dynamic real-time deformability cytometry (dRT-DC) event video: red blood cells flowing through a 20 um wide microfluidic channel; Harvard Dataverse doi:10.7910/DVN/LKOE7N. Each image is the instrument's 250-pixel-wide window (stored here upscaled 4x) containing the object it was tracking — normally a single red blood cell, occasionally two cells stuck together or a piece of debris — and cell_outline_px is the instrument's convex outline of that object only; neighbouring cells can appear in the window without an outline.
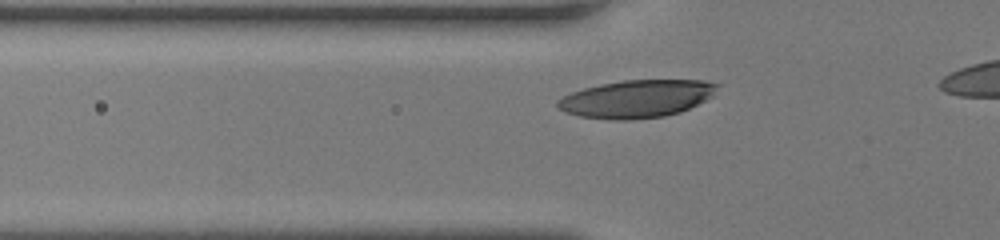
{"species": "human", "species_latin": "Homo sapiens", "temperature_condition": "room temperature", "stored_images_in_passage": 33, "camera_frame_rate_fps": 3000, "um_per_image_px": 0.085, "donor": {"sex": "female"}, "frame": {"image": 1, "passage_image": 9, "time_ms": 2.667, "image_size_px": [1000, 240], "cell_outline_px": [[720, 84], [712, 96], [680, 112], [664, 116], [628, 120], [608, 120], [580, 116], [568, 112], [560, 108], [556, 104], [556, 100], [572, 92], [584, 88], [600, 84], [624, 80], [704, 80]], "centroid_in_image_um": [54.11, 8.39], "position_along_channel_um": 71.7, "area_um2": 34.85}}
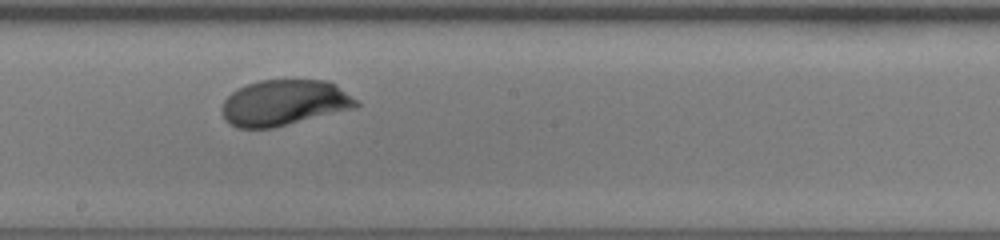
{"frame": {"image": 2, "passage_image": 20, "time_ms": 6.333, "image_size_px": [1000, 240], "cell_outline_px": [[360, 104], [356, 108], [272, 128], [236, 128], [228, 124], [224, 120], [220, 108], [224, 100], [236, 88], [260, 80], [328, 80], [336, 84], [356, 100]], "centroid_in_image_um": [24.12, 8.74], "position_along_channel_um": 224.1, "area_um2": 36.07}}
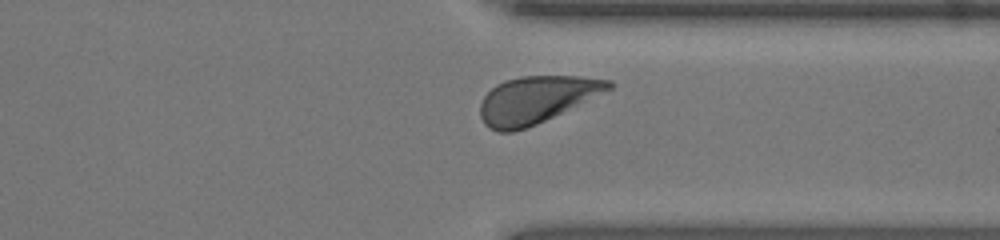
{"frame": {"image": 3, "passage_image": 30, "time_ms": 9.667, "image_size_px": [1000, 240], "cell_outline_px": [[616, 84], [612, 88], [536, 124], [512, 132], [496, 132], [488, 128], [484, 124], [480, 116], [480, 104], [484, 96], [496, 84], [504, 80], [520, 76], [580, 76], [612, 80]], "centroid_in_image_um": [45.55, 8.46], "position_along_channel_um": 365.8, "area_um2": 34.97}, "authors_computed_cell_mechanics": {"area_um2": 36.0672, "velocity_mm_per_s": 4.2013, "shape_relaxation_time_tau1_ms": 2.8488, "shape_relaxation_time_tau2_ms": null, "deformation_change_tau1": 0.1354, "deformation_change_tau2": null}}